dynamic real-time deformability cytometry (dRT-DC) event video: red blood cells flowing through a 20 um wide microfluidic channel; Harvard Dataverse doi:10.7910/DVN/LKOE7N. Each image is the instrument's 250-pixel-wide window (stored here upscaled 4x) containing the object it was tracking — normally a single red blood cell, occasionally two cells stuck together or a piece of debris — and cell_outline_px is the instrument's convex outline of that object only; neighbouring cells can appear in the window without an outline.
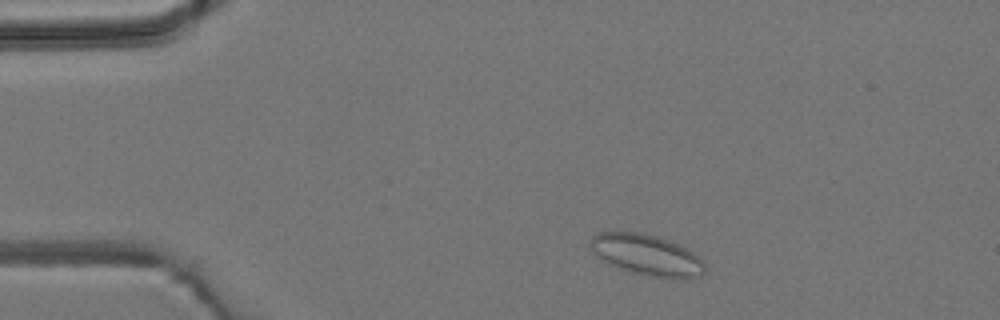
{"species": "common noctule bat (a hibernating species)", "species_latin": "Nyctalus noctula", "temperature_condition": "room temperature", "stored_images_in_passage": 4, "camera_frame_rate_fps": 3000, "um_per_image_px": 0.085, "animal": {"sex": "male", "body_mass_g": 19.2, "forearm_length_mm": 51.8}, "frame": {"image": 1, "passage_image": 1, "time_ms": 0.0, "image_size_px": [1000, 320], "cell_outline_px": [[708, 268], [700, 276], [684, 280], [672, 280], [632, 272], [608, 264], [596, 256], [588, 244], [592, 236], [600, 232], [640, 232], [656, 236], [680, 244], [700, 256]], "centroid_in_image_um": [55.03, 21.69], "position_along_channel_um": 30.0, "area_um2": 27.92}}
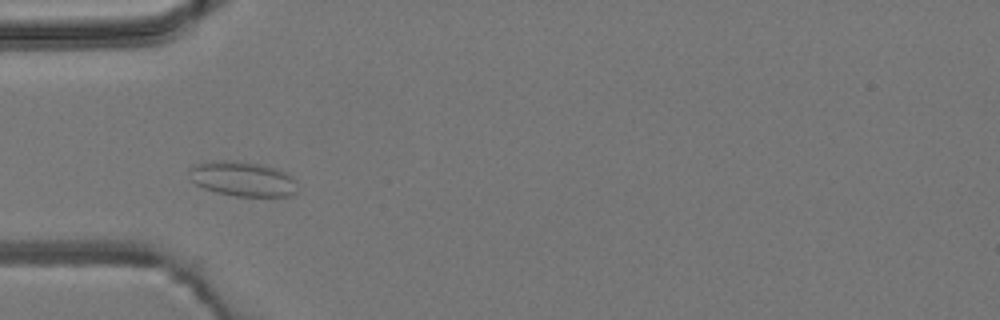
{"frame": {"image": 2, "passage_image": 3, "time_ms": 2.333, "image_size_px": [1000, 320], "cell_outline_px": [[296, 192], [292, 196], [236, 196], [216, 192], [204, 188], [196, 184], [192, 180], [188, 172], [188, 168], [196, 164], [212, 160], [232, 160], [260, 164], [276, 168], [292, 176]], "centroid_in_image_um": [20.58, 15.19], "position_along_channel_um": 64.4, "area_um2": 21.91}}